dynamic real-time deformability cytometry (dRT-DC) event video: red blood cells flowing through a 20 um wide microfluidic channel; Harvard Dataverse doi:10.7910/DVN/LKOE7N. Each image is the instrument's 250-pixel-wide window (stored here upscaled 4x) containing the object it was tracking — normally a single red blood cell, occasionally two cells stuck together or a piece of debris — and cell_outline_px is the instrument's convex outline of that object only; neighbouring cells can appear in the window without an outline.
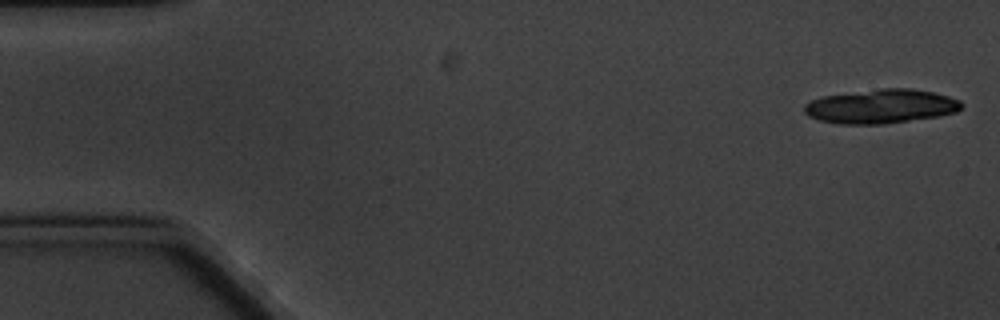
{"species": "common noctule bat (a hibernating species)", "species_latin": "Nyctalus noctula", "temperature_condition": "cold", "stored_images_in_passage": 6, "segment_of_instrument_passage": [1, 2], "camera_frame_rate_fps": 3000, "um_per_image_px": 0.085, "animal": {"sex": "male", "body_mass_g": 20.1, "forearm_length_mm": 53.5}, "frame": {"image": 1, "passage_image": 1, "time_ms": 0.0, "image_size_px": [1000, 320], "cell_outline_px": [[964, 104], [956, 112], [940, 116], [884, 124], [840, 124], [820, 120], [808, 116], [804, 112], [804, 104], [812, 100], [824, 96], [884, 88], [908, 88], [932, 92], [948, 96], [960, 100]], "centroid_in_image_um": [74.9, 9.05], "position_along_channel_um": 10.1, "area_um2": 31.1}}